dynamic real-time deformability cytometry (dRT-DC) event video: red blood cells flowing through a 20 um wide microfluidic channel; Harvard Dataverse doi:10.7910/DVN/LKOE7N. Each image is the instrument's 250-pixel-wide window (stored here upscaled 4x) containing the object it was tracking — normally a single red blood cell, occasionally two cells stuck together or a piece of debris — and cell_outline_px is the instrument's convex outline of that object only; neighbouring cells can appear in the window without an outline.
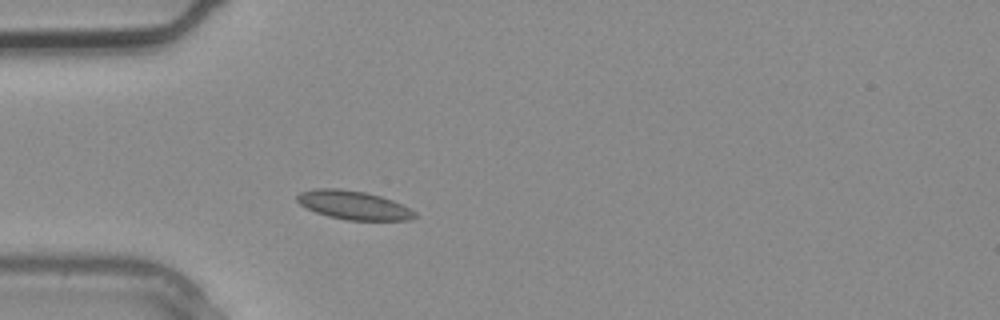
{"species": "common noctule bat (a hibernating species)", "species_latin": "Nyctalus noctula", "temperature_condition": "warm", "stored_images_in_passage": 1, "camera_frame_rate_fps": 3000, "um_per_image_px": 0.085, "animal": {"sex": "male", "body_mass_g": 20.4}, "frame": {"image": 1, "passage_image": 1, "time_ms": 0.0, "image_size_px": [1000, 320], "cell_outline_px": [[416, 216], [408, 220], [348, 220], [328, 216], [316, 212], [300, 204], [296, 200], [296, 196], [300, 192], [312, 188], [340, 188], [364, 192], [380, 196], [392, 200], [416, 212]], "centroid_in_image_um": [30.01, 17.42], "position_along_channel_um": 55.0, "area_um2": 19.54}}